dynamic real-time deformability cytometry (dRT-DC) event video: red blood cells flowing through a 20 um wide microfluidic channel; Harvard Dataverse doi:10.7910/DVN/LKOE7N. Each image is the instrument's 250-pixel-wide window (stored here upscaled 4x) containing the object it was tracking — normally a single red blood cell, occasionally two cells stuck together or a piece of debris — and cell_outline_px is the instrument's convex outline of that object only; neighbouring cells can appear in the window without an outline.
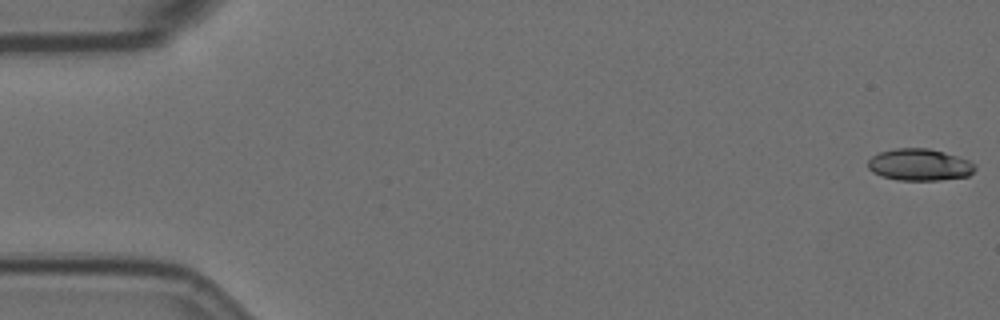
{"species": "Egyptian fruit bat (a non-hibernating species)", "species_latin": "Rousettus aegyptiacus", "temperature_condition": "room temperature", "stored_images_in_passage": 32, "camera_frame_rate_fps": 3000, "um_per_image_px": 0.085, "animal": {"sex": "female"}, "frame": {"image": 1, "passage_image": 1, "time_ms": 0.0, "image_size_px": [1000, 320], "cell_outline_px": [[976, 168], [968, 176], [940, 180], [896, 180], [880, 176], [872, 172], [868, 168], [868, 160], [872, 156], [880, 152], [896, 148], [928, 148], [944, 152], [968, 160]], "centroid_in_image_um": [78.12, 14.01], "position_along_channel_um": 6.9, "area_um2": 19.83}}
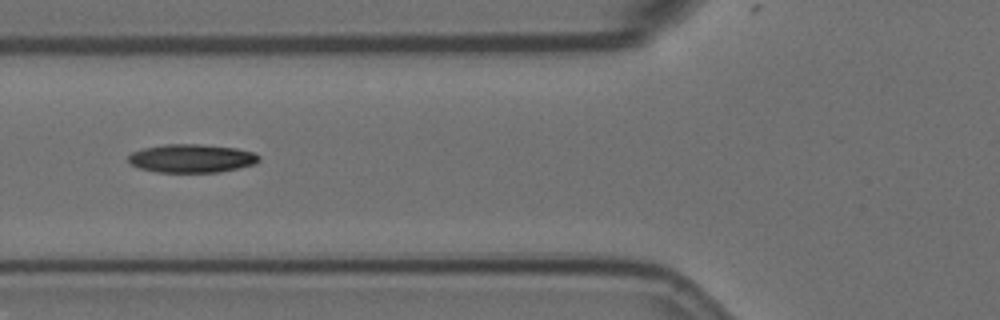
{"frame": {"image": 2, "passage_image": 22, "time_ms": 7.0, "image_size_px": [1000, 320], "cell_outline_px": [[260, 160], [256, 164], [220, 172], [156, 172], [140, 168], [132, 164], [128, 160], [128, 156], [132, 152], [144, 148], [164, 144], [200, 144], [236, 148], [252, 152], [260, 156]], "centroid_in_image_um": [16.31, 13.46], "position_along_channel_um": 109.5, "area_um2": 21.62}}
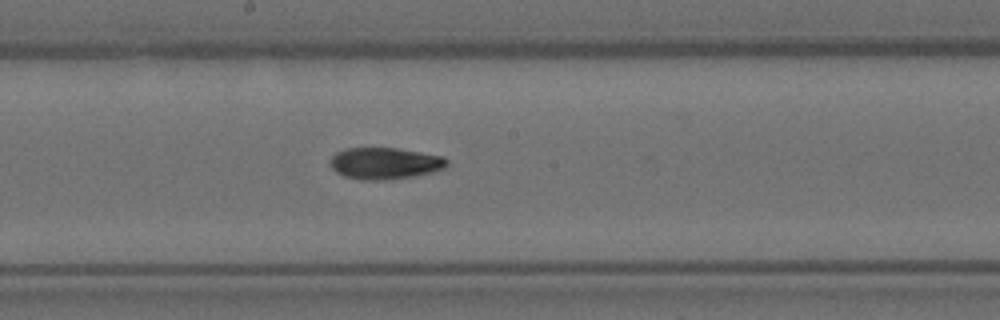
{"frame": {"image": 3, "passage_image": 31, "time_ms": 10.0, "image_size_px": [1000, 320], "cell_outline_px": [[448, 164], [444, 168], [432, 172], [416, 176], [384, 180], [360, 180], [344, 176], [336, 172], [332, 168], [332, 156], [336, 152], [344, 148], [396, 148], [444, 156], [448, 160]], "centroid_in_image_um": [32.73, 13.88], "position_along_channel_um": 215.5, "area_um2": 21.56}}